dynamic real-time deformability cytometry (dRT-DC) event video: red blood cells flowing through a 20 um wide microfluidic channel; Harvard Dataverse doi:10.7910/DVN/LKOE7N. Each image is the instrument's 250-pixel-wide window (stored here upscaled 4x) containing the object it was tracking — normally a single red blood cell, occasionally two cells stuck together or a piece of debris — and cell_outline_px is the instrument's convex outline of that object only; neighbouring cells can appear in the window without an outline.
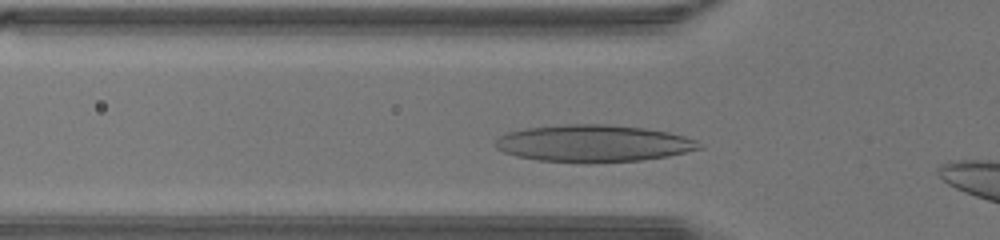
{"species": "human", "species_latin": "Homo sapiens", "temperature_condition": "warm", "stored_images_in_passage": 24, "camera_frame_rate_fps": 3000, "um_per_image_px": 0.085, "donor": {"sex": "male"}, "frame": {"image": 1, "passage_image": 3, "time_ms": 0.667, "image_size_px": [1000, 240], "cell_outline_px": [[704, 148], [668, 156], [640, 160], [588, 164], [584, 164], [536, 160], [516, 156], [504, 152], [496, 148], [496, 140], [500, 136], [508, 132], [524, 128], [564, 124], [608, 124], [644, 128], [668, 132], [684, 136], [696, 140]], "centroid_in_image_um": [50.43, 12.2], "position_along_channel_um": 75.4, "area_um2": 44.45}}
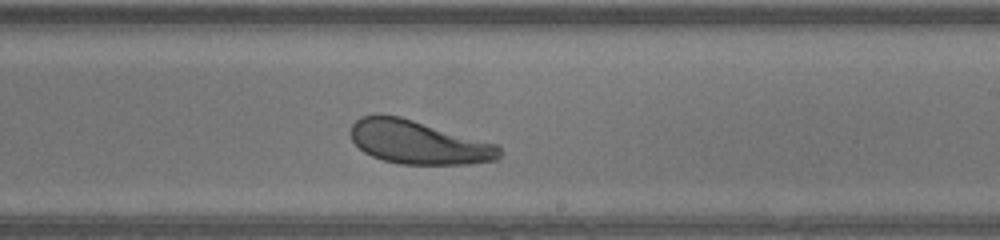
{"frame": {"image": 2, "passage_image": 14, "time_ms": 4.333, "image_size_px": [1000, 240], "cell_outline_px": [[504, 152], [500, 160], [472, 164], [400, 164], [384, 160], [372, 156], [364, 152], [352, 140], [348, 132], [352, 124], [360, 116], [400, 116], [496, 144]], "centroid_in_image_um": [35.6, 12.12], "position_along_channel_um": 253.4, "area_um2": 37.63}}
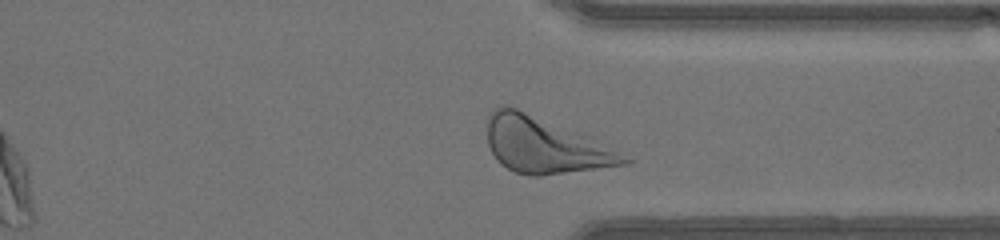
{"frame": {"image": 3, "passage_image": 21, "time_ms": 6.667, "image_size_px": [1000, 240], "cell_outline_px": [[632, 160], [624, 164], [540, 176], [528, 176], [516, 172], [500, 164], [496, 160], [488, 144], [488, 116], [500, 104], [504, 104], [516, 108], [584, 136]], "centroid_in_image_um": [46.17, 12.36], "position_along_channel_um": 365.2, "area_um2": 42.77}}